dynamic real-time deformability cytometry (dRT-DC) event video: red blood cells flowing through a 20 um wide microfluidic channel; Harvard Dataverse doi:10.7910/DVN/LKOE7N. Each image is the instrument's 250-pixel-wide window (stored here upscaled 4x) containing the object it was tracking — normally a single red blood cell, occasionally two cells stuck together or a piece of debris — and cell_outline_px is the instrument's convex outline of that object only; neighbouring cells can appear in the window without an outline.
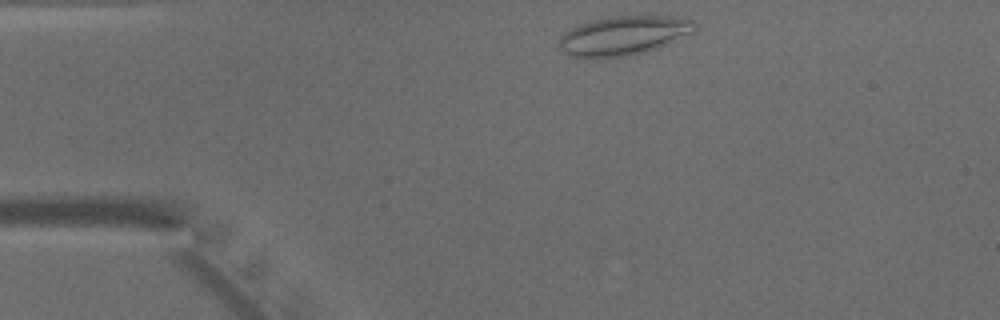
{"species": "common noctule bat (a hibernating species)", "species_latin": "Nyctalus noctula", "temperature_condition": "warm", "stored_images_in_passage": 39, "camera_frame_rate_fps": 3000, "um_per_image_px": 0.085, "animal": {"sex": "male", "body_mass_g": 15.6}, "frame": {"image": 1, "passage_image": 1, "time_ms": 0.0, "image_size_px": [1000, 320], "cell_outline_px": [[696, 28], [692, 32], [656, 48], [632, 56], [592, 60], [568, 56], [560, 48], [560, 36], [564, 32], [588, 20], [612, 16], [676, 16], [692, 20], [696, 24]], "centroid_in_image_um": [52.93, 3.05], "position_along_channel_um": 32.1, "area_um2": 31.39}}
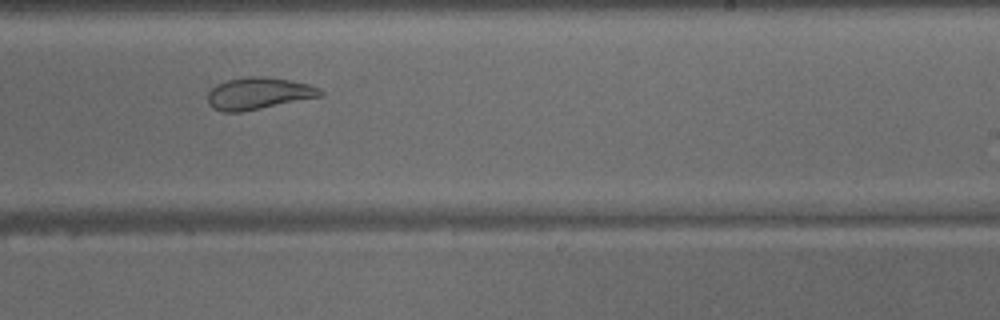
{"frame": {"image": 2, "passage_image": 21, "time_ms": 6.667, "image_size_px": [1000, 320], "cell_outline_px": [[324, 96], [240, 112], [224, 112], [212, 108], [208, 104], [208, 92], [216, 84], [228, 80], [248, 76], [264, 76], [288, 80], [308, 84], [320, 88], [324, 92]], "centroid_in_image_um": [21.98, 7.94], "position_along_channel_um": 267.0, "area_um2": 20.98}}
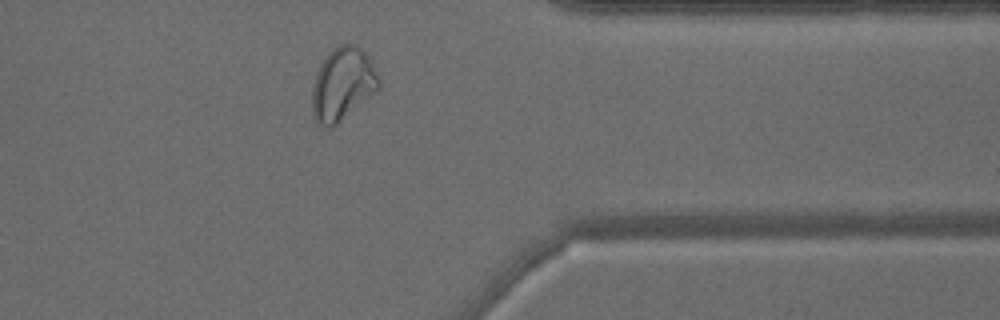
{"frame": {"image": 3, "passage_image": 30, "time_ms": 9.667, "image_size_px": [1000, 320], "cell_outline_px": [[380, 88], [376, 92], [332, 128], [328, 128], [320, 124], [312, 116], [312, 88], [320, 64], [324, 56], [332, 48], [340, 44], [356, 44], [368, 56], [380, 80]], "centroid_in_image_um": [29.12, 7.15], "position_along_channel_um": 382.3, "area_um2": 28.38}}